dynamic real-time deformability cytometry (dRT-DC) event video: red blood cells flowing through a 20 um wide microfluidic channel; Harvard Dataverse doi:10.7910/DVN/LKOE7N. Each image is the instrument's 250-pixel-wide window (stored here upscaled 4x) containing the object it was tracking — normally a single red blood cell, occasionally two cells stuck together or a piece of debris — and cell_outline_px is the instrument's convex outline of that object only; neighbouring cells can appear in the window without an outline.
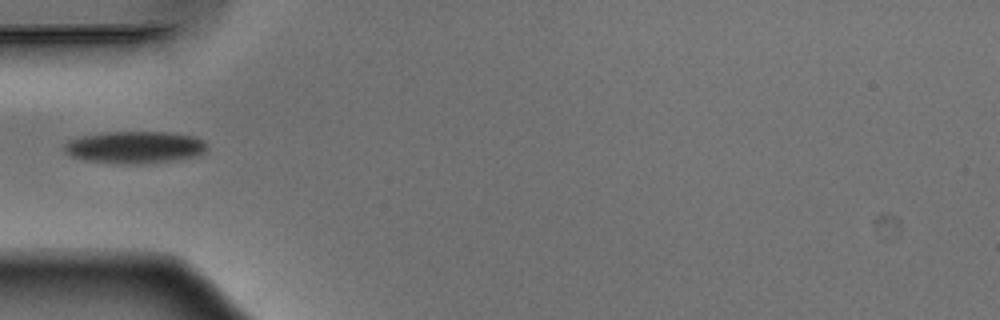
{"species": "Egyptian fruit bat (a non-hibernating species)", "species_latin": "Rousettus aegyptiacus", "temperature_condition": "warm", "stored_images_in_passage": 36, "camera_frame_rate_fps": 3000, "um_per_image_px": 0.085, "animal": {"sex": "male"}, "frame": {"image": 1, "passage_image": 1, "time_ms": 0.0, "image_size_px": [1000, 320], "cell_outline_px": [[208, 148], [200, 156], [144, 164], [116, 164], [84, 160], [72, 156], [64, 152], [64, 144], [68, 140], [80, 136], [104, 132], [168, 132], [192, 136], [204, 140], [208, 144]], "centroid_in_image_um": [11.46, 12.52], "position_along_channel_um": 73.5, "area_um2": 27.11}}
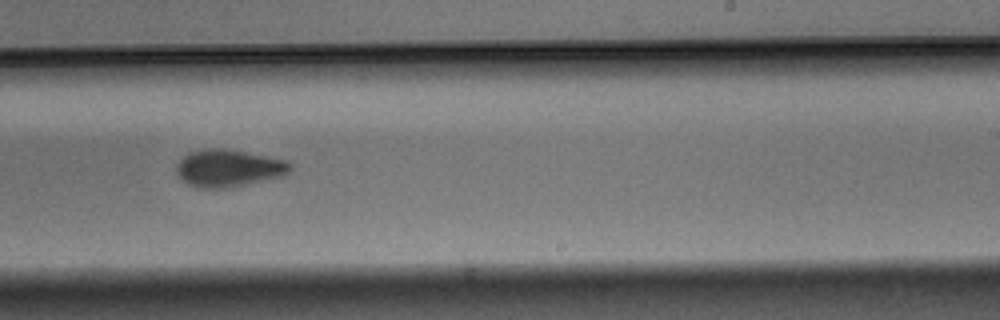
{"frame": {"image": 2, "passage_image": 16, "time_ms": 5.0, "image_size_px": [1000, 320], "cell_outline_px": [[292, 168], [284, 176], [224, 188], [196, 188], [188, 184], [176, 172], [176, 164], [188, 152], [212, 148], [224, 148], [288, 160], [292, 164]], "centroid_in_image_um": [19.44, 14.28], "position_along_channel_um": 269.6, "area_um2": 24.62}}
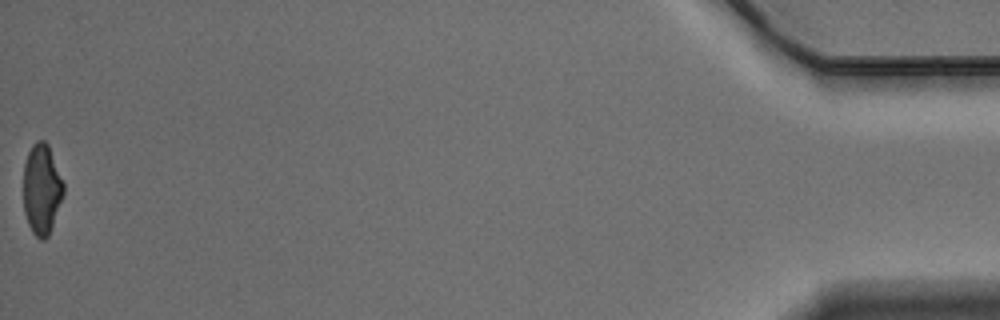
{"frame": {"image": 3, "passage_image": 36, "time_ms": 11.667, "image_size_px": [1000, 320], "cell_outline_px": [[64, 192], [48, 236], [44, 240], [40, 240], [32, 232], [28, 224], [24, 212], [24, 164], [28, 152], [32, 144], [36, 140], [44, 140], [48, 144], [64, 184]], "centroid_in_image_um": [3.54, 16.07], "position_along_channel_um": 431.7, "area_um2": 20.98}}